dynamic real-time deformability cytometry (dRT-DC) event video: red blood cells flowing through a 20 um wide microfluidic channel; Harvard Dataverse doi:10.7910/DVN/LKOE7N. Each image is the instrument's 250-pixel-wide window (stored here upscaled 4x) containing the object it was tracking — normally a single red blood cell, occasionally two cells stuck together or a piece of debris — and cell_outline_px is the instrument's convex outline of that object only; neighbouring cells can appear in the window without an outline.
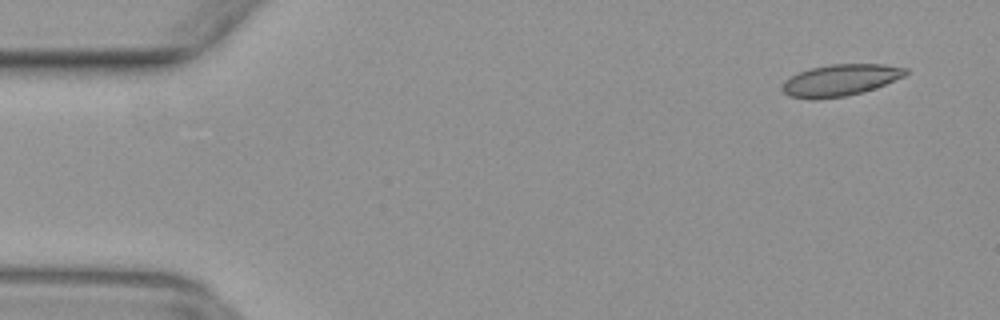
{"species": "common noctule bat (a hibernating species)", "species_latin": "Nyctalus noctula", "temperature_condition": "warm", "stored_images_in_passage": 48, "camera_frame_rate_fps": 3000, "um_per_image_px": 0.085, "animal": {"sex": "female", "body_mass_g": 29.2, "forearm_length_mm": 56.3}, "frame": {"image": 1, "passage_image": 2, "time_ms": 0.333, "image_size_px": [1000, 320], "cell_outline_px": [[908, 72], [904, 76], [876, 88], [844, 96], [816, 100], [812, 100], [788, 96], [780, 88], [784, 80], [800, 72], [812, 68], [828, 64], [884, 64], [908, 68]], "centroid_in_image_um": [71.41, 6.82], "position_along_channel_um": 13.6, "area_um2": 22.77}}
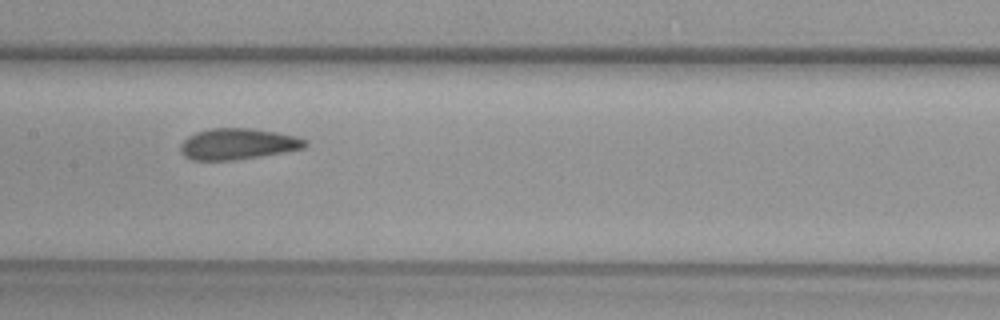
{"frame": {"image": 2, "passage_image": 23, "time_ms": 7.333, "image_size_px": [1000, 320], "cell_outline_px": [[308, 144], [304, 148], [284, 152], [236, 160], [192, 160], [184, 156], [180, 152], [180, 144], [188, 136], [196, 132], [212, 128], [252, 128], [276, 132], [296, 136], [308, 140]], "centroid_in_image_um": [20.21, 12.23], "position_along_channel_um": 187.2, "area_um2": 22.72}}
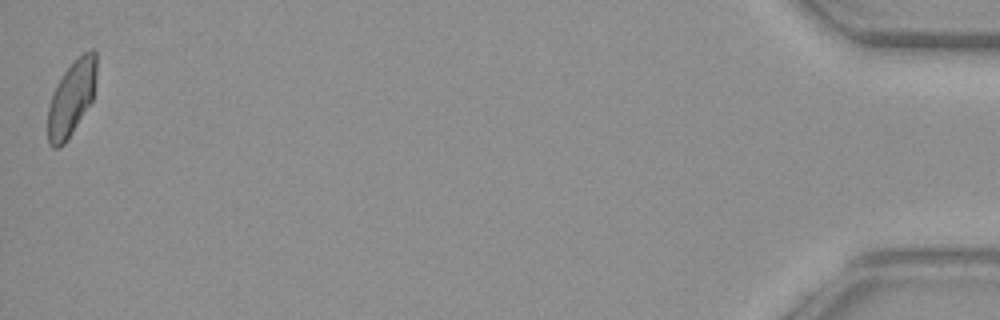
{"frame": {"image": 3, "passage_image": 48, "time_ms": 15.667, "image_size_px": [1000, 320], "cell_outline_px": [[96, 72], [92, 100], [64, 144], [60, 148], [52, 148], [48, 144], [48, 108], [52, 92], [56, 84], [64, 72], [84, 52], [92, 48], [96, 48]], "centroid_in_image_um": [6.06, 8.35], "position_along_channel_um": 429.1, "area_um2": 20.98}}